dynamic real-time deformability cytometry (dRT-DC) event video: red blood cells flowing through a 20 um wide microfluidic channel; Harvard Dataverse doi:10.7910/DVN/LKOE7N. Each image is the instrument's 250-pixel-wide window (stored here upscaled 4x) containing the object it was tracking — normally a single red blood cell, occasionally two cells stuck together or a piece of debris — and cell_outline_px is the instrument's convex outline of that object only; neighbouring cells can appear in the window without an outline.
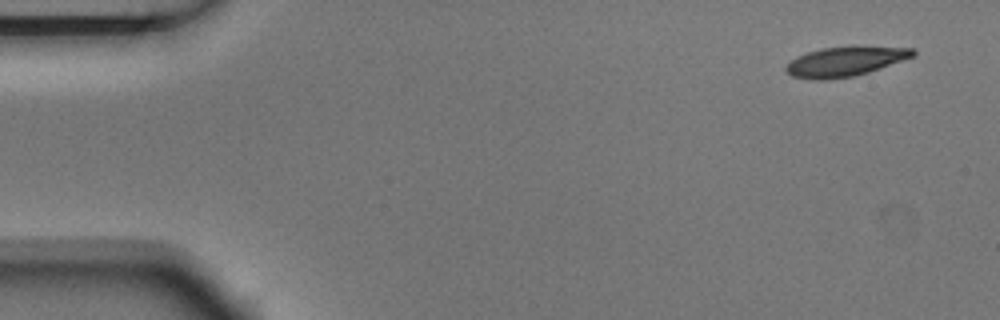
{"species": "Egyptian fruit bat (a non-hibernating species)", "species_latin": "Rousettus aegyptiacus", "temperature_condition": "room temperature", "stored_images_in_passage": 5, "camera_frame_rate_fps": 3000, "um_per_image_px": 0.085, "animal": {"sex": "male"}, "frame": {"image": 1, "passage_image": 1, "time_ms": 0.0, "image_size_px": [1000, 320], "cell_outline_px": [[916, 52], [912, 56], [880, 68], [868, 72], [852, 76], [824, 80], [816, 80], [792, 76], [784, 68], [796, 56], [820, 48], [852, 44], [856, 44], [912, 48]], "centroid_in_image_um": [71.84, 5.18], "position_along_channel_um": 13.2, "area_um2": 22.25}}
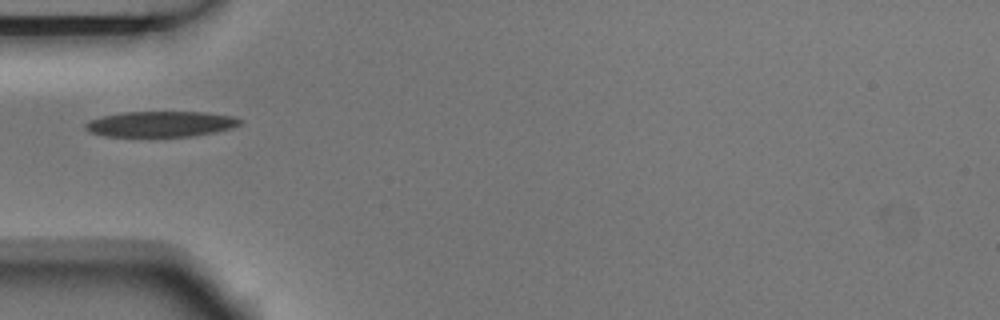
{"frame": {"image": 2, "passage_image": 5, "time_ms": 1.333, "image_size_px": [1000, 320], "cell_outline_px": [[244, 120], [240, 124], [232, 128], [192, 136], [104, 136], [88, 132], [84, 128], [84, 124], [88, 120], [104, 116], [124, 112], [204, 112], [232, 116]], "centroid_in_image_um": [13.63, 10.54], "position_along_channel_um": 71.4, "area_um2": 23.0}}